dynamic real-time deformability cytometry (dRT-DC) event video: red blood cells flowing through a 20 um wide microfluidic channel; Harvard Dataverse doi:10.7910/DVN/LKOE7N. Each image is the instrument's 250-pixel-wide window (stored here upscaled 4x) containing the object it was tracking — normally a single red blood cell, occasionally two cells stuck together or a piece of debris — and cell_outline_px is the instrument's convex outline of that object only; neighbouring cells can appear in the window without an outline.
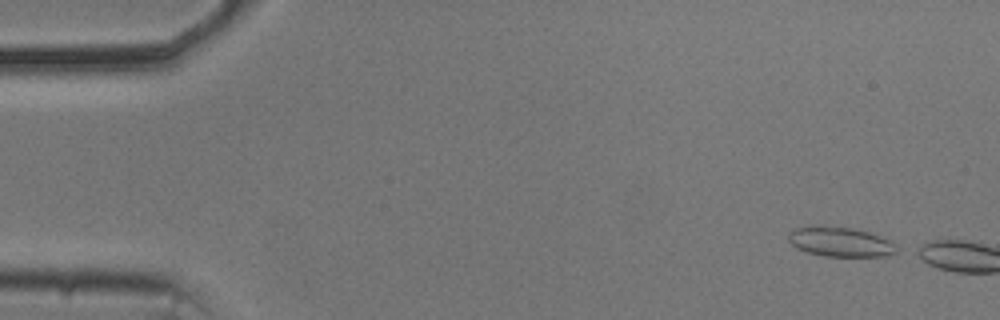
{"species": "common noctule bat (a hibernating species)", "species_latin": "Nyctalus noctula", "temperature_condition": "cold", "stored_images_in_passage": 4, "camera_frame_rate_fps": 3000, "um_per_image_px": 0.085, "animal": {"sex": "male", "body_mass_g": 20.5, "forearm_length_mm": 52.5}, "frame": {"image": 1, "passage_image": 1, "time_ms": 0.0, "image_size_px": [1000, 320], "cell_outline_px": [[896, 252], [884, 256], [824, 256], [808, 252], [796, 248], [788, 240], [788, 232], [796, 228], [824, 224], [848, 228], [868, 232], [880, 236], [896, 244]], "centroid_in_image_um": [71.38, 20.54], "position_along_channel_um": 13.6, "area_um2": 18.67}}